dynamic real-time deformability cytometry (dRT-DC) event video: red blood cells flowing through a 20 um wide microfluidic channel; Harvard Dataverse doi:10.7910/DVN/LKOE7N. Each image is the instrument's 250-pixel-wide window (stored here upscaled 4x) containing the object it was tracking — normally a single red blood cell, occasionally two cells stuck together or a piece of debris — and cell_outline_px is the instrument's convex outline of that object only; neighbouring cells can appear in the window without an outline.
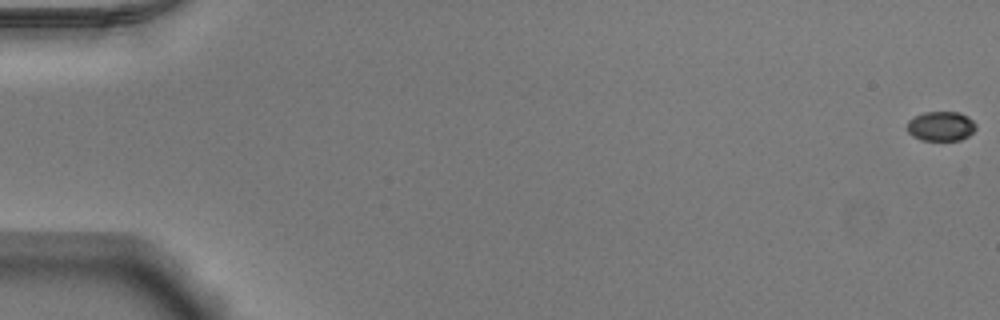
{"species": "Egyptian fruit bat (a non-hibernating species)", "species_latin": "Rousettus aegyptiacus", "temperature_condition": "warm", "stored_images_in_passage": 54, "camera_frame_rate_fps": 3000, "um_per_image_px": 0.085, "animal": {"sex": "male"}, "frame": {"image": 1, "passage_image": 1, "time_ms": 0.0, "image_size_px": [1000, 320], "cell_outline_px": [[976, 128], [968, 136], [960, 140], [920, 140], [912, 136], [908, 132], [908, 120], [912, 116], [924, 112], [960, 112], [968, 116], [976, 124]], "centroid_in_image_um": [79.96, 10.72], "position_along_channel_um": 5.0, "area_um2": 11.96}}
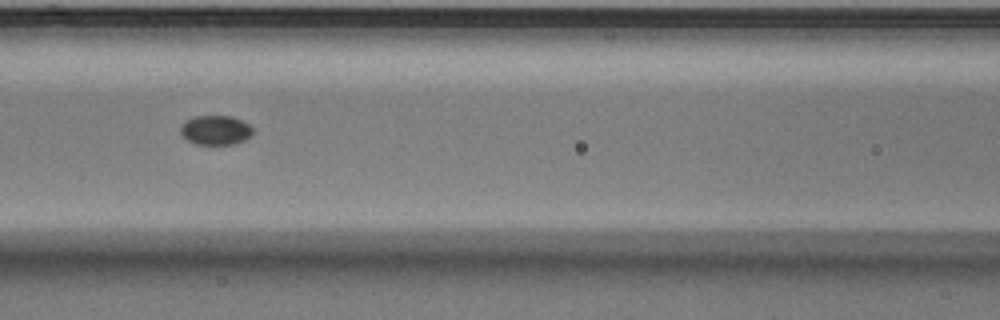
{"frame": {"image": 2, "passage_image": 25, "time_ms": 8.0, "image_size_px": [1000, 320], "cell_outline_px": [[252, 136], [244, 140], [232, 144], [196, 144], [188, 140], [180, 132], [180, 124], [184, 120], [196, 116], [232, 116], [248, 124], [252, 128]], "centroid_in_image_um": [18.3, 11.05], "position_along_channel_um": 148.3, "area_um2": 12.37}}
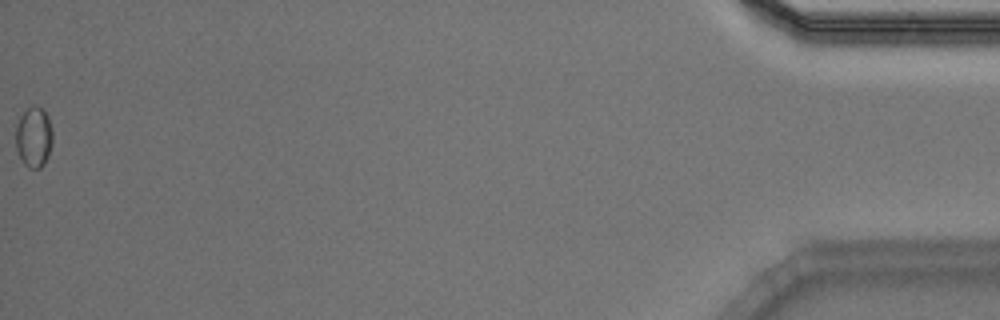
{"frame": {"image": 3, "passage_image": 54, "time_ms": 17.667, "image_size_px": [1000, 320], "cell_outline_px": [[52, 144], [48, 156], [44, 164], [40, 168], [28, 168], [24, 164], [16, 148], [16, 124], [20, 116], [32, 104], [44, 108], [48, 116], [52, 128]], "centroid_in_image_um": [2.89, 11.62], "position_along_channel_um": 432.3, "area_um2": 13.18}, "authors_computed_cell_mechanics": {"area_um2": 12.5426, "velocity_mm_per_s": 3.9188, "shape_relaxation_time_tau1_ms": null, "shape_relaxation_time_tau2_ms": 8.9393, "deformation_change_tau1": null, "deformation_change_tau2": 0.0591}}